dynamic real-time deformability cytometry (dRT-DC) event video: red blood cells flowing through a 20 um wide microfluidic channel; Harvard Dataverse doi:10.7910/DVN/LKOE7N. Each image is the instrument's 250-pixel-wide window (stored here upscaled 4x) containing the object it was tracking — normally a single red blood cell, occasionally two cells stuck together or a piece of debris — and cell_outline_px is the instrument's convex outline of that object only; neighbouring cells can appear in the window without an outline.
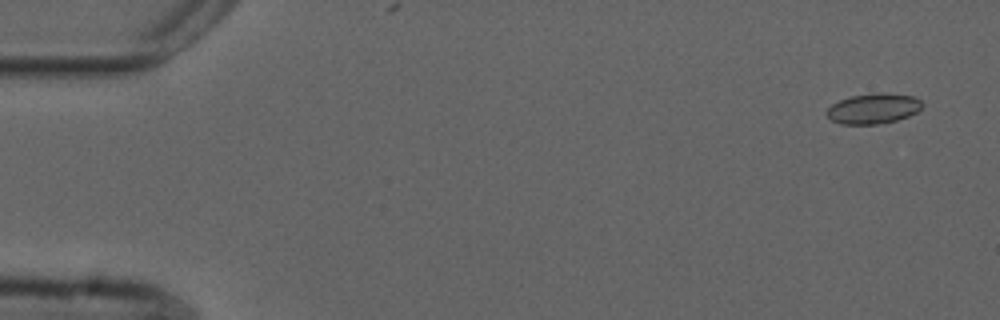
{"species": "common noctule bat (a hibernating species)", "species_latin": "Nyctalus noctula", "temperature_condition": "cold", "stored_images_in_passage": 19, "camera_frame_rate_fps": 3000, "um_per_image_px": 0.085, "animal": {"sex": "male", "forearm_length_mm": 52.5}, "frame": {"image": 1, "passage_image": 2, "time_ms": 0.333, "image_size_px": [1000, 320], "cell_outline_px": [[924, 104], [916, 112], [908, 116], [884, 124], [840, 124], [832, 120], [824, 112], [832, 104], [840, 100], [852, 96], [876, 92], [884, 92], [912, 96], [920, 100]], "centroid_in_image_um": [74.23, 9.23], "position_along_channel_um": 10.8, "area_um2": 16.94}}
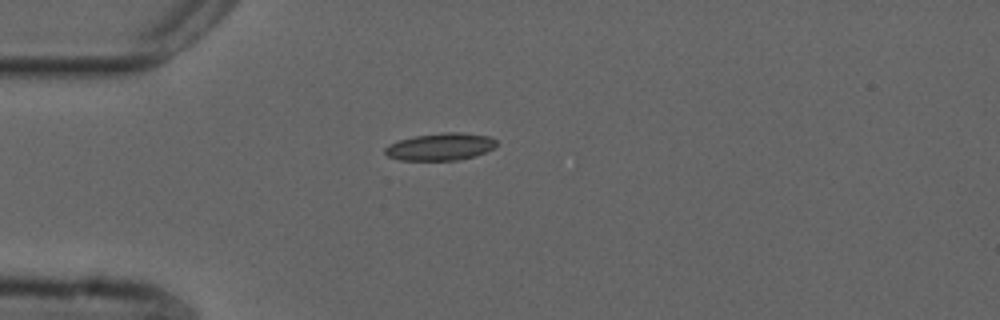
{"frame": {"image": 2, "passage_image": 14, "time_ms": 4.333, "image_size_px": [1000, 320], "cell_outline_px": [[496, 148], [476, 156], [460, 160], [400, 160], [388, 156], [384, 152], [384, 148], [388, 144], [400, 140], [416, 136], [444, 132], [464, 132], [488, 136], [496, 140]], "centroid_in_image_um": [37.47, 12.47], "position_along_channel_um": 47.5, "area_um2": 17.86}}
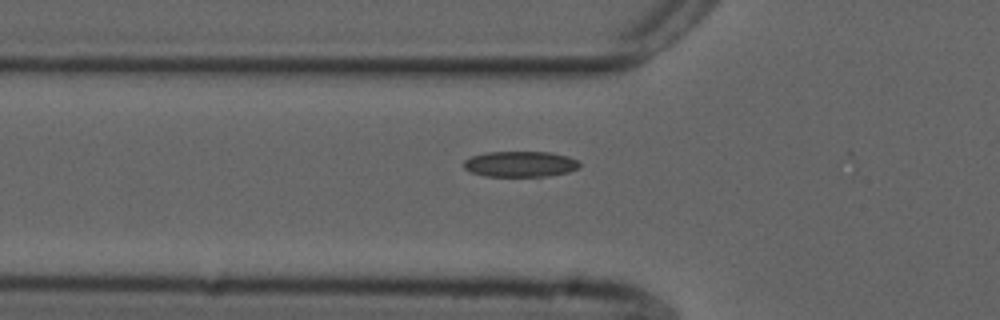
{"frame": {"image": 3, "passage_image": 18, "time_ms": 5.667, "image_size_px": [1000, 320], "cell_outline_px": [[580, 168], [568, 172], [544, 176], [484, 176], [468, 172], [464, 168], [464, 160], [472, 156], [484, 152], [548, 152], [568, 156], [576, 160], [580, 164]], "centroid_in_image_um": [44.19, 13.94], "position_along_channel_um": 81.6, "area_um2": 17.4}}